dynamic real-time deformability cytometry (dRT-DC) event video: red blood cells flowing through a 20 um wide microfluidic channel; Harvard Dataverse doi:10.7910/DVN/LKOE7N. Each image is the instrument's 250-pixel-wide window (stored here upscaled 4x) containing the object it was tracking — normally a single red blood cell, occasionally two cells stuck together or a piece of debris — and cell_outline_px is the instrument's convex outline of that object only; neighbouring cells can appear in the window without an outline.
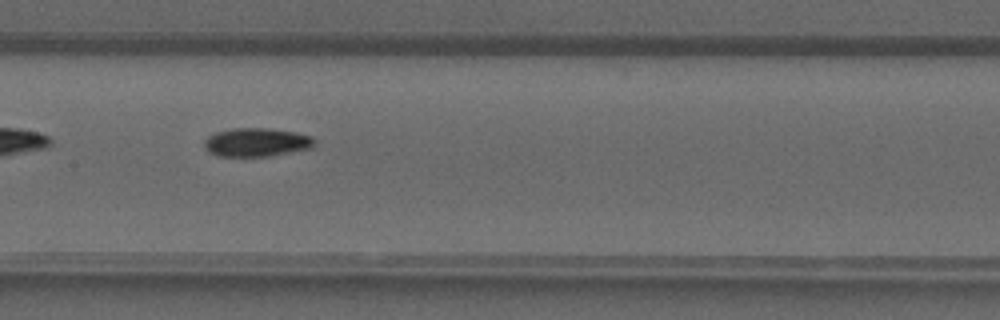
{"species": "common noctule bat (a hibernating species)", "species_latin": "Nyctalus noctula", "temperature_condition": "warm", "stored_images_in_passage": 26, "camera_frame_rate_fps": 3000, "um_per_image_px": 0.085, "animal": {"sex": "male", "forearm_length_mm": 52.5}, "frame": {"image": 1, "passage_image": 8, "time_ms": 2.333, "image_size_px": [1000, 320], "cell_outline_px": [[316, 140], [312, 148], [268, 156], [216, 156], [208, 152], [204, 148], [204, 140], [208, 136], [216, 132], [232, 128], [268, 128], [296, 132], [312, 136]], "centroid_in_image_um": [21.79, 12.09], "position_along_channel_um": 185.6, "area_um2": 18.5}}